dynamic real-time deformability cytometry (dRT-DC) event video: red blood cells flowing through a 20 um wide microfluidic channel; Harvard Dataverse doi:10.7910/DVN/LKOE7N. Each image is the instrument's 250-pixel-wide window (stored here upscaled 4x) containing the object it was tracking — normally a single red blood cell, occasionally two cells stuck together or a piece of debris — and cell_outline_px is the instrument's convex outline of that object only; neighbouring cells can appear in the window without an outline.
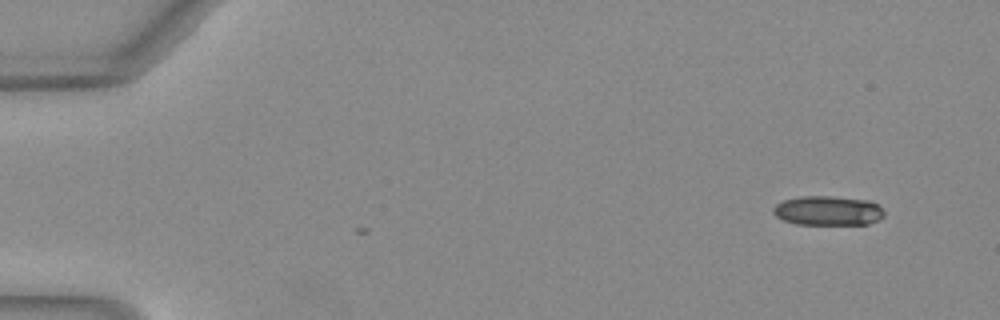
{"species": "Egyptian fruit bat (a non-hibernating species)", "species_latin": "Rousettus aegyptiacus", "temperature_condition": "warm", "stored_images_in_passage": 4, "camera_frame_rate_fps": 3000, "um_per_image_px": 0.085, "animal": {"sex": "female"}, "frame": {"image": 1, "passage_image": 4, "time_ms": 1.0, "image_size_px": [1000, 320], "cell_outline_px": [[884, 216], [880, 220], [868, 224], [796, 224], [784, 220], [776, 216], [772, 212], [772, 208], [776, 204], [784, 200], [800, 196], [832, 196], [872, 200], [884, 212]], "centroid_in_image_um": [70.38, 17.9], "position_along_channel_um": 14.6, "area_um2": 19.19}}